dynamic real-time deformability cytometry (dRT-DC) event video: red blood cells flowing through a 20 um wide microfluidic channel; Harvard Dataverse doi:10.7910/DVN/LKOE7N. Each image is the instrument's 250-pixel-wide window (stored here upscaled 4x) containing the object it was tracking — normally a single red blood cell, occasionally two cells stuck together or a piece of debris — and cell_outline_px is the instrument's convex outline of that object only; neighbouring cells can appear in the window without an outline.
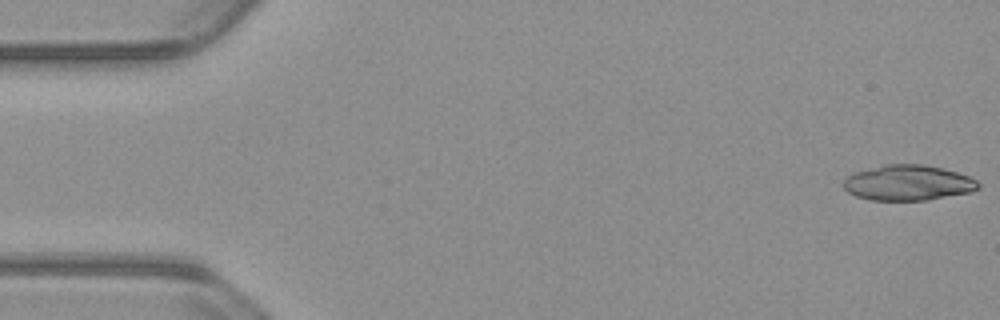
{"species": "common noctule bat (a hibernating species)", "species_latin": "Nyctalus noctula", "temperature_condition": "warm", "stored_images_in_passage": 28, "camera_frame_rate_fps": 3000, "um_per_image_px": 0.085, "animal": {"sex": "male", "body_mass_g": 23.1, "forearm_length_mm": 52.7}, "frame": {"image": 1, "passage_image": 1, "time_ms": 0.0, "image_size_px": [1000, 320], "cell_outline_px": [[980, 188], [972, 192], [924, 200], [868, 200], [856, 196], [848, 192], [844, 188], [844, 180], [852, 172], [888, 164], [924, 164], [956, 172], [968, 176], [976, 180], [980, 184]], "centroid_in_image_um": [77.18, 15.54], "position_along_channel_um": 7.8, "area_um2": 27.74}}